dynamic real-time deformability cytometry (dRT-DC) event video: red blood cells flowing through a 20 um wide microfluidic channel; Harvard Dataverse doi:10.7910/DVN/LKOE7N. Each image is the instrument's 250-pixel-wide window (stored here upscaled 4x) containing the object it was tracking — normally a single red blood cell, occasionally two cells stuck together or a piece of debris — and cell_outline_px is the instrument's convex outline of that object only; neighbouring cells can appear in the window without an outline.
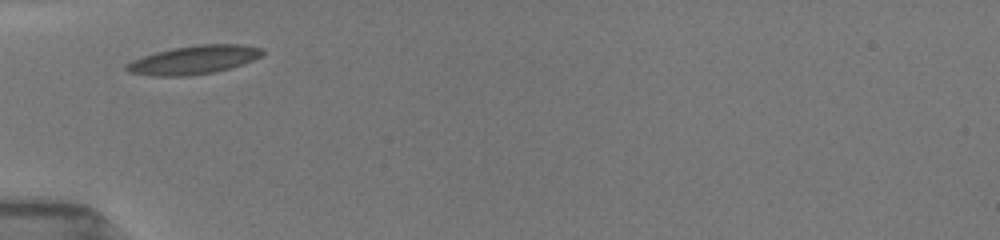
{"species": "common noctule bat (a hibernating species)", "species_latin": "Nyctalus noctula", "temperature_condition": "room temperature", "stored_images_in_passage": 37, "camera_frame_rate_fps": 3000, "um_per_image_px": 0.085, "animal": {"sex": "female", "body_mass_g": 19.5, "forearm_length_mm": 54.1}, "frame": {"image": 1, "passage_image": 1, "time_ms": 0.0, "image_size_px": [1000, 240], "cell_outline_px": [[264, 52], [260, 56], [252, 60], [232, 68], [212, 72], [188, 76], [152, 76], [128, 72], [124, 68], [124, 64], [132, 60], [156, 52], [172, 48], [200, 44], [240, 44], [264, 48]], "centroid_in_image_um": [16.46, 5.09], "position_along_channel_um": 68.5, "area_um2": 22.66}}
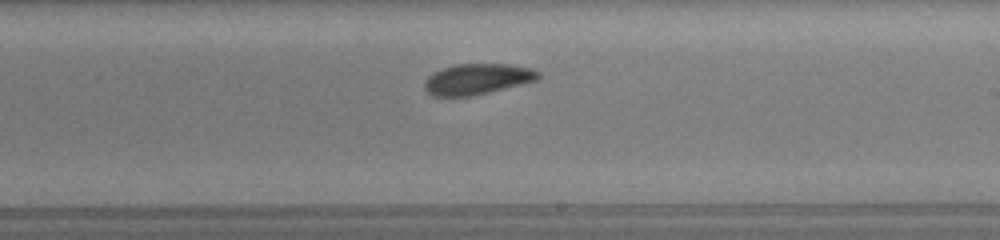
{"frame": {"image": 2, "passage_image": 24, "time_ms": 4.667, "image_size_px": [1000, 240], "cell_outline_px": [[540, 76], [536, 80], [472, 96], [432, 96], [424, 88], [424, 80], [428, 76], [444, 68], [456, 64], [508, 64], [532, 68], [540, 72]], "centroid_in_image_um": [40.56, 6.72], "position_along_channel_um": 248.4, "area_um2": 20.17}}
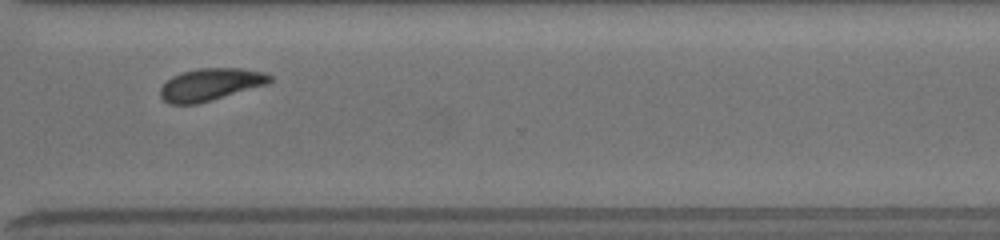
{"frame": {"image": 3, "passage_image": 36, "time_ms": 7.333, "image_size_px": [1000, 240], "cell_outline_px": [[272, 80], [268, 84], [196, 104], [168, 104], [160, 96], [160, 88], [172, 76], [180, 72], [200, 68], [240, 68], [264, 72], [272, 76]], "centroid_in_image_um": [17.88, 7.17], "position_along_channel_um": 352.7, "area_um2": 20.52}}